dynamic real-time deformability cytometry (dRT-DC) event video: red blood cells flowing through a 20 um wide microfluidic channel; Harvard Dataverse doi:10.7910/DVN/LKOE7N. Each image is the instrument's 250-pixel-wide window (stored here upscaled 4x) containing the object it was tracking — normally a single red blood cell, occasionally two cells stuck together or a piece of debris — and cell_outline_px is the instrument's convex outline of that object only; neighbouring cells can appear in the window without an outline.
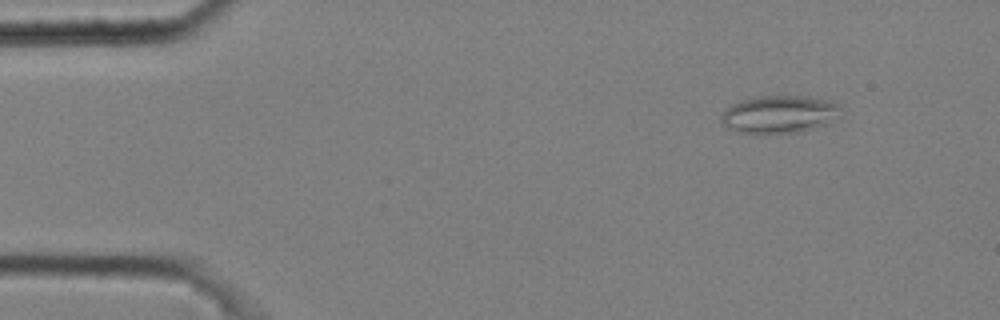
{"species": "common noctule bat (a hibernating species)", "species_latin": "Nyctalus noctula", "temperature_condition": "cold", "stored_images_in_passage": 4, "camera_frame_rate_fps": 3000, "um_per_image_px": 0.085, "animal": {"sex": "male", "body_mass_g": 20.4}, "frame": {"image": 1, "passage_image": 2, "time_ms": 0.333, "image_size_px": [1000, 320], "cell_outline_px": [[840, 108], [828, 124], [816, 128], [800, 132], [736, 132], [728, 128], [720, 120], [720, 116], [732, 104], [752, 96], [800, 96], [836, 100], [840, 104]], "centroid_in_image_um": [66.25, 9.69], "position_along_channel_um": 18.8, "area_um2": 26.01}}